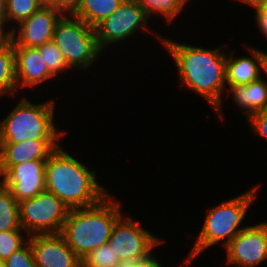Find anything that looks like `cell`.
I'll list each match as a JSON object with an SVG mask.
<instances>
[{
    "mask_svg": "<svg viewBox=\"0 0 267 267\" xmlns=\"http://www.w3.org/2000/svg\"><path fill=\"white\" fill-rule=\"evenodd\" d=\"M163 46L173 56L183 87L201 95L210 102L220 118L222 93L226 90V53L220 48L206 49L186 45L161 37Z\"/></svg>",
    "mask_w": 267,
    "mask_h": 267,
    "instance_id": "obj_1",
    "label": "cell"
},
{
    "mask_svg": "<svg viewBox=\"0 0 267 267\" xmlns=\"http://www.w3.org/2000/svg\"><path fill=\"white\" fill-rule=\"evenodd\" d=\"M95 175V171L59 146L46 162V191L55 194L69 209L91 207L108 195Z\"/></svg>",
    "mask_w": 267,
    "mask_h": 267,
    "instance_id": "obj_2",
    "label": "cell"
},
{
    "mask_svg": "<svg viewBox=\"0 0 267 267\" xmlns=\"http://www.w3.org/2000/svg\"><path fill=\"white\" fill-rule=\"evenodd\" d=\"M111 197L108 194L91 207L69 209L60 234L80 259L106 244L115 223L123 216L120 202L111 201Z\"/></svg>",
    "mask_w": 267,
    "mask_h": 267,
    "instance_id": "obj_3",
    "label": "cell"
},
{
    "mask_svg": "<svg viewBox=\"0 0 267 267\" xmlns=\"http://www.w3.org/2000/svg\"><path fill=\"white\" fill-rule=\"evenodd\" d=\"M55 103L49 100L33 104L22 98L0 122V143H19L24 140H60L65 131L54 125Z\"/></svg>",
    "mask_w": 267,
    "mask_h": 267,
    "instance_id": "obj_4",
    "label": "cell"
},
{
    "mask_svg": "<svg viewBox=\"0 0 267 267\" xmlns=\"http://www.w3.org/2000/svg\"><path fill=\"white\" fill-rule=\"evenodd\" d=\"M259 186L218 206L208 209L200 234L186 258L189 264L205 248L222 241L224 248L243 229L240 228L250 205L255 200Z\"/></svg>",
    "mask_w": 267,
    "mask_h": 267,
    "instance_id": "obj_5",
    "label": "cell"
},
{
    "mask_svg": "<svg viewBox=\"0 0 267 267\" xmlns=\"http://www.w3.org/2000/svg\"><path fill=\"white\" fill-rule=\"evenodd\" d=\"M52 41L61 51L68 67L80 68L81 71L88 69L102 53L95 29L72 15H63L56 23Z\"/></svg>",
    "mask_w": 267,
    "mask_h": 267,
    "instance_id": "obj_6",
    "label": "cell"
},
{
    "mask_svg": "<svg viewBox=\"0 0 267 267\" xmlns=\"http://www.w3.org/2000/svg\"><path fill=\"white\" fill-rule=\"evenodd\" d=\"M69 208L53 193L43 191L37 196L19 202V220L27 237L59 234Z\"/></svg>",
    "mask_w": 267,
    "mask_h": 267,
    "instance_id": "obj_7",
    "label": "cell"
},
{
    "mask_svg": "<svg viewBox=\"0 0 267 267\" xmlns=\"http://www.w3.org/2000/svg\"><path fill=\"white\" fill-rule=\"evenodd\" d=\"M148 21L143 9L134 0H123L111 15L94 28L99 49L102 52L106 46L129 38L139 30L150 31Z\"/></svg>",
    "mask_w": 267,
    "mask_h": 267,
    "instance_id": "obj_8",
    "label": "cell"
},
{
    "mask_svg": "<svg viewBox=\"0 0 267 267\" xmlns=\"http://www.w3.org/2000/svg\"><path fill=\"white\" fill-rule=\"evenodd\" d=\"M162 241L153 236L139 222L121 217L114 225L108 244L116 256L122 260H142L152 254V249Z\"/></svg>",
    "mask_w": 267,
    "mask_h": 267,
    "instance_id": "obj_9",
    "label": "cell"
},
{
    "mask_svg": "<svg viewBox=\"0 0 267 267\" xmlns=\"http://www.w3.org/2000/svg\"><path fill=\"white\" fill-rule=\"evenodd\" d=\"M227 263L254 267L267 260V222L244 227L225 247Z\"/></svg>",
    "mask_w": 267,
    "mask_h": 267,
    "instance_id": "obj_10",
    "label": "cell"
},
{
    "mask_svg": "<svg viewBox=\"0 0 267 267\" xmlns=\"http://www.w3.org/2000/svg\"><path fill=\"white\" fill-rule=\"evenodd\" d=\"M62 16L59 10L44 4L29 18L21 21L16 26L17 30L15 27L11 29L10 40L13 46L37 48L52 41L55 25Z\"/></svg>",
    "mask_w": 267,
    "mask_h": 267,
    "instance_id": "obj_11",
    "label": "cell"
},
{
    "mask_svg": "<svg viewBox=\"0 0 267 267\" xmlns=\"http://www.w3.org/2000/svg\"><path fill=\"white\" fill-rule=\"evenodd\" d=\"M47 159L29 160L11 166L4 174V186L18 201L31 199L46 190Z\"/></svg>",
    "mask_w": 267,
    "mask_h": 267,
    "instance_id": "obj_12",
    "label": "cell"
},
{
    "mask_svg": "<svg viewBox=\"0 0 267 267\" xmlns=\"http://www.w3.org/2000/svg\"><path fill=\"white\" fill-rule=\"evenodd\" d=\"M36 267H82L81 259L59 234L28 237Z\"/></svg>",
    "mask_w": 267,
    "mask_h": 267,
    "instance_id": "obj_13",
    "label": "cell"
},
{
    "mask_svg": "<svg viewBox=\"0 0 267 267\" xmlns=\"http://www.w3.org/2000/svg\"><path fill=\"white\" fill-rule=\"evenodd\" d=\"M58 140L28 139L19 143H0V171L29 160L48 159L59 147Z\"/></svg>",
    "mask_w": 267,
    "mask_h": 267,
    "instance_id": "obj_14",
    "label": "cell"
},
{
    "mask_svg": "<svg viewBox=\"0 0 267 267\" xmlns=\"http://www.w3.org/2000/svg\"><path fill=\"white\" fill-rule=\"evenodd\" d=\"M17 89L34 87L54 77L36 47L13 46Z\"/></svg>",
    "mask_w": 267,
    "mask_h": 267,
    "instance_id": "obj_15",
    "label": "cell"
},
{
    "mask_svg": "<svg viewBox=\"0 0 267 267\" xmlns=\"http://www.w3.org/2000/svg\"><path fill=\"white\" fill-rule=\"evenodd\" d=\"M252 57L241 56L233 58L234 52L226 57V85L227 89L238 85H247L261 78L263 57L265 52L248 48Z\"/></svg>",
    "mask_w": 267,
    "mask_h": 267,
    "instance_id": "obj_16",
    "label": "cell"
},
{
    "mask_svg": "<svg viewBox=\"0 0 267 267\" xmlns=\"http://www.w3.org/2000/svg\"><path fill=\"white\" fill-rule=\"evenodd\" d=\"M227 92L232 94L234 102L243 109L247 118L252 114L267 109V83L260 78L247 85L230 87Z\"/></svg>",
    "mask_w": 267,
    "mask_h": 267,
    "instance_id": "obj_17",
    "label": "cell"
},
{
    "mask_svg": "<svg viewBox=\"0 0 267 267\" xmlns=\"http://www.w3.org/2000/svg\"><path fill=\"white\" fill-rule=\"evenodd\" d=\"M123 0H80L77 10L72 14L95 28L111 15Z\"/></svg>",
    "mask_w": 267,
    "mask_h": 267,
    "instance_id": "obj_18",
    "label": "cell"
},
{
    "mask_svg": "<svg viewBox=\"0 0 267 267\" xmlns=\"http://www.w3.org/2000/svg\"><path fill=\"white\" fill-rule=\"evenodd\" d=\"M16 90L15 55L10 40L0 47V97L5 94H15Z\"/></svg>",
    "mask_w": 267,
    "mask_h": 267,
    "instance_id": "obj_19",
    "label": "cell"
},
{
    "mask_svg": "<svg viewBox=\"0 0 267 267\" xmlns=\"http://www.w3.org/2000/svg\"><path fill=\"white\" fill-rule=\"evenodd\" d=\"M23 230L19 220V202L10 190L3 186L0 189V232Z\"/></svg>",
    "mask_w": 267,
    "mask_h": 267,
    "instance_id": "obj_20",
    "label": "cell"
},
{
    "mask_svg": "<svg viewBox=\"0 0 267 267\" xmlns=\"http://www.w3.org/2000/svg\"><path fill=\"white\" fill-rule=\"evenodd\" d=\"M144 11L149 19L153 13L165 16L168 23H171L189 0H134Z\"/></svg>",
    "mask_w": 267,
    "mask_h": 267,
    "instance_id": "obj_21",
    "label": "cell"
},
{
    "mask_svg": "<svg viewBox=\"0 0 267 267\" xmlns=\"http://www.w3.org/2000/svg\"><path fill=\"white\" fill-rule=\"evenodd\" d=\"M44 3L41 0H6V20L17 22L29 18Z\"/></svg>",
    "mask_w": 267,
    "mask_h": 267,
    "instance_id": "obj_22",
    "label": "cell"
},
{
    "mask_svg": "<svg viewBox=\"0 0 267 267\" xmlns=\"http://www.w3.org/2000/svg\"><path fill=\"white\" fill-rule=\"evenodd\" d=\"M37 48L49 72L54 77L69 69L64 56L53 41L44 43Z\"/></svg>",
    "mask_w": 267,
    "mask_h": 267,
    "instance_id": "obj_23",
    "label": "cell"
},
{
    "mask_svg": "<svg viewBox=\"0 0 267 267\" xmlns=\"http://www.w3.org/2000/svg\"><path fill=\"white\" fill-rule=\"evenodd\" d=\"M81 262L82 267H116L120 259L106 243L87 254Z\"/></svg>",
    "mask_w": 267,
    "mask_h": 267,
    "instance_id": "obj_24",
    "label": "cell"
},
{
    "mask_svg": "<svg viewBox=\"0 0 267 267\" xmlns=\"http://www.w3.org/2000/svg\"><path fill=\"white\" fill-rule=\"evenodd\" d=\"M24 230H9L0 232V260L7 259L14 251L23 247L27 241L21 235ZM26 240V242H25Z\"/></svg>",
    "mask_w": 267,
    "mask_h": 267,
    "instance_id": "obj_25",
    "label": "cell"
},
{
    "mask_svg": "<svg viewBox=\"0 0 267 267\" xmlns=\"http://www.w3.org/2000/svg\"><path fill=\"white\" fill-rule=\"evenodd\" d=\"M4 261L6 267H36L29 241Z\"/></svg>",
    "mask_w": 267,
    "mask_h": 267,
    "instance_id": "obj_26",
    "label": "cell"
},
{
    "mask_svg": "<svg viewBox=\"0 0 267 267\" xmlns=\"http://www.w3.org/2000/svg\"><path fill=\"white\" fill-rule=\"evenodd\" d=\"M247 119L254 134L267 139V109L258 111L249 116Z\"/></svg>",
    "mask_w": 267,
    "mask_h": 267,
    "instance_id": "obj_27",
    "label": "cell"
},
{
    "mask_svg": "<svg viewBox=\"0 0 267 267\" xmlns=\"http://www.w3.org/2000/svg\"><path fill=\"white\" fill-rule=\"evenodd\" d=\"M116 267H162V265L151 254L142 260H122Z\"/></svg>",
    "mask_w": 267,
    "mask_h": 267,
    "instance_id": "obj_28",
    "label": "cell"
},
{
    "mask_svg": "<svg viewBox=\"0 0 267 267\" xmlns=\"http://www.w3.org/2000/svg\"><path fill=\"white\" fill-rule=\"evenodd\" d=\"M80 0H51V7L59 10L63 15H72L78 8Z\"/></svg>",
    "mask_w": 267,
    "mask_h": 267,
    "instance_id": "obj_29",
    "label": "cell"
},
{
    "mask_svg": "<svg viewBox=\"0 0 267 267\" xmlns=\"http://www.w3.org/2000/svg\"><path fill=\"white\" fill-rule=\"evenodd\" d=\"M254 13L258 29L263 35H265L264 37H267V6L255 11Z\"/></svg>",
    "mask_w": 267,
    "mask_h": 267,
    "instance_id": "obj_30",
    "label": "cell"
},
{
    "mask_svg": "<svg viewBox=\"0 0 267 267\" xmlns=\"http://www.w3.org/2000/svg\"><path fill=\"white\" fill-rule=\"evenodd\" d=\"M242 3H247L248 5L253 6L255 8V11L264 8L267 6V0H239Z\"/></svg>",
    "mask_w": 267,
    "mask_h": 267,
    "instance_id": "obj_31",
    "label": "cell"
},
{
    "mask_svg": "<svg viewBox=\"0 0 267 267\" xmlns=\"http://www.w3.org/2000/svg\"><path fill=\"white\" fill-rule=\"evenodd\" d=\"M11 31L7 30V32L4 30V26L0 23V47L4 46L6 43L10 41V34Z\"/></svg>",
    "mask_w": 267,
    "mask_h": 267,
    "instance_id": "obj_32",
    "label": "cell"
},
{
    "mask_svg": "<svg viewBox=\"0 0 267 267\" xmlns=\"http://www.w3.org/2000/svg\"><path fill=\"white\" fill-rule=\"evenodd\" d=\"M0 23L5 27L6 20V0H0Z\"/></svg>",
    "mask_w": 267,
    "mask_h": 267,
    "instance_id": "obj_33",
    "label": "cell"
},
{
    "mask_svg": "<svg viewBox=\"0 0 267 267\" xmlns=\"http://www.w3.org/2000/svg\"><path fill=\"white\" fill-rule=\"evenodd\" d=\"M262 71L266 73V77H267V53H265L263 57ZM266 83H267V80H266Z\"/></svg>",
    "mask_w": 267,
    "mask_h": 267,
    "instance_id": "obj_34",
    "label": "cell"
},
{
    "mask_svg": "<svg viewBox=\"0 0 267 267\" xmlns=\"http://www.w3.org/2000/svg\"><path fill=\"white\" fill-rule=\"evenodd\" d=\"M0 176L3 177V173L0 171ZM4 186V178H2L1 182H0V189Z\"/></svg>",
    "mask_w": 267,
    "mask_h": 267,
    "instance_id": "obj_35",
    "label": "cell"
},
{
    "mask_svg": "<svg viewBox=\"0 0 267 267\" xmlns=\"http://www.w3.org/2000/svg\"><path fill=\"white\" fill-rule=\"evenodd\" d=\"M44 4L51 6V0H41Z\"/></svg>",
    "mask_w": 267,
    "mask_h": 267,
    "instance_id": "obj_36",
    "label": "cell"
},
{
    "mask_svg": "<svg viewBox=\"0 0 267 267\" xmlns=\"http://www.w3.org/2000/svg\"><path fill=\"white\" fill-rule=\"evenodd\" d=\"M0 267H6V264H5L4 260H0Z\"/></svg>",
    "mask_w": 267,
    "mask_h": 267,
    "instance_id": "obj_37",
    "label": "cell"
}]
</instances>
